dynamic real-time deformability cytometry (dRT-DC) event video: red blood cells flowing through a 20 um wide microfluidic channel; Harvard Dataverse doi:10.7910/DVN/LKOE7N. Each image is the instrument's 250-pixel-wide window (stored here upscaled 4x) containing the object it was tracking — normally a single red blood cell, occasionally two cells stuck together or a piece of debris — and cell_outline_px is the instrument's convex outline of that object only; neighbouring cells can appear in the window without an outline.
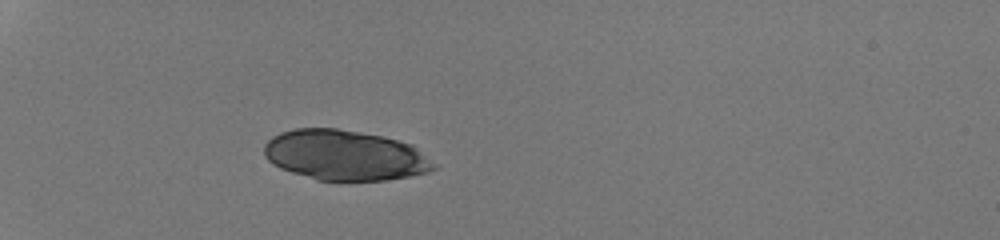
{"species": "human", "species_latin": "Homo sapiens", "temperature_condition": "room temperature", "stored_images_in_passage": 7, "camera_frame_rate_fps": 3000, "um_per_image_px": 0.085, "donor": {"sex": "male"}, "frame": {"image": 1, "passage_image": 1, "time_ms": 0.0, "image_size_px": [1000, 240], "cell_outline_px": [[440, 164], [436, 168], [428, 172], [408, 176], [384, 180], [316, 180], [280, 168], [272, 164], [264, 156], [264, 144], [272, 136], [280, 132], [296, 128], [336, 128], [360, 132], [380, 136], [412, 144]], "centroid_in_image_um": [29.33, 13.19], "position_along_channel_um": 55.7, "area_um2": 49.88}}
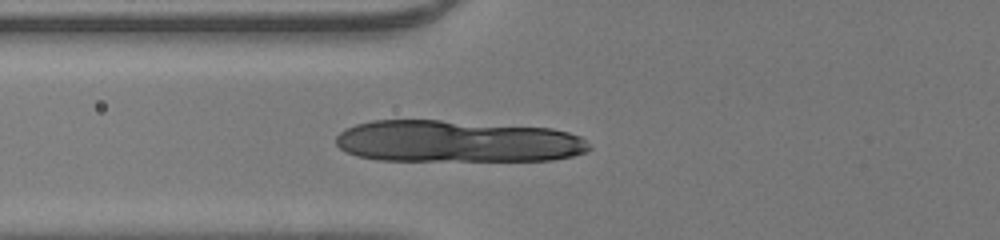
{"frame": {"image": 2, "passage_image": 6, "time_ms": 1.667, "image_size_px": [1000, 240], "cell_outline_px": [[592, 148], [584, 152], [572, 156], [552, 160], [376, 160], [356, 156], [340, 148], [336, 144], [336, 136], [344, 128], [356, 124], [372, 120], [440, 120], [552, 128], [568, 132], [580, 136], [592, 144]], "centroid_in_image_um": [38.86, 12.01], "position_along_channel_um": 86.9, "area_um2": 62.19}}